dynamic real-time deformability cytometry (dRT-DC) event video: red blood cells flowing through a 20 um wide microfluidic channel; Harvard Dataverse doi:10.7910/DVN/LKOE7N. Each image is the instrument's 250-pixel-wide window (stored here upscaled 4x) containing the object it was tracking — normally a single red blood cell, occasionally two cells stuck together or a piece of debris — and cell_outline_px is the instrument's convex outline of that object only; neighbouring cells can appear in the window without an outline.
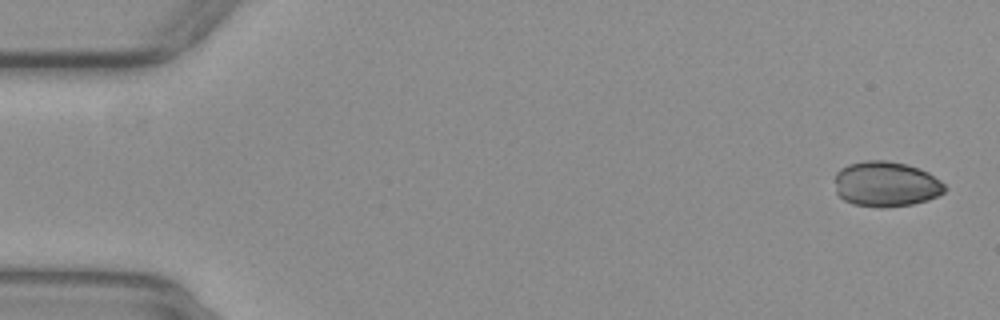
{"species": "common noctule bat (a hibernating species)", "species_latin": "Nyctalus noctula", "temperature_condition": "warm", "stored_images_in_passage": 54, "segment_of_instrument_passage": [1, 2], "camera_frame_rate_fps": 3000, "um_per_image_px": 0.085, "animal": {"sex": "female", "body_mass_g": 29.2, "forearm_length_mm": 56.3}, "frame": {"image": 1, "passage_image": 2, "time_ms": 0.333, "image_size_px": [1000, 320], "cell_outline_px": [[948, 188], [944, 192], [928, 200], [912, 204], [880, 208], [852, 204], [844, 200], [836, 192], [836, 172], [840, 168], [848, 164], [864, 160], [888, 160], [908, 164], [920, 168], [928, 172], [940, 180]], "centroid_in_image_um": [75.32, 15.64], "position_along_channel_um": 9.7, "area_um2": 29.3}}
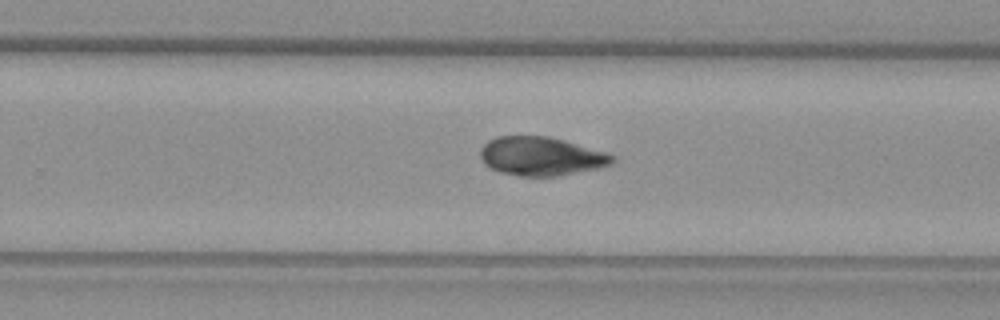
{"frame": {"image": 2, "passage_image": 34, "time_ms": 11.0, "image_size_px": [1000, 320], "cell_outline_px": [[616, 160], [612, 164], [600, 168], [556, 176], [520, 176], [500, 172], [488, 168], [480, 160], [480, 148], [488, 140], [496, 136], [548, 136], [564, 140], [608, 152], [616, 156]], "centroid_in_image_um": [46.0, 13.28], "position_along_channel_um": 283.8, "area_um2": 30.23}}
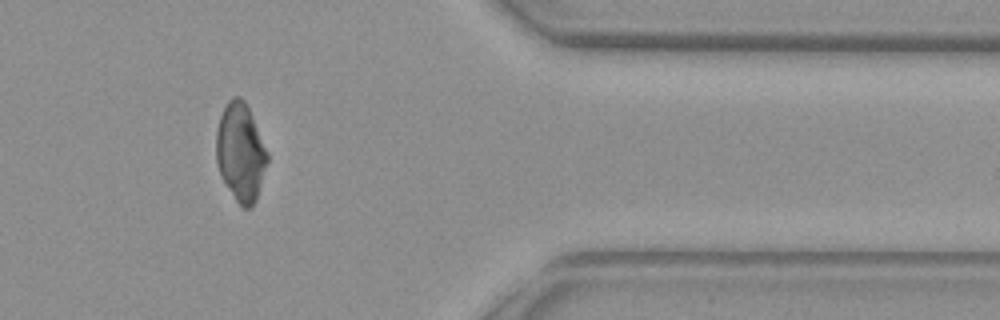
{"frame": {"image": 3, "passage_image": 44, "time_ms": 14.333, "image_size_px": [1000, 320], "cell_outline_px": [[268, 160], [256, 200], [252, 208], [244, 208], [236, 200], [220, 176], [216, 164], [216, 132], [220, 116], [228, 100], [232, 96], [240, 96], [244, 100], [248, 108], [268, 152]], "centroid_in_image_um": [20.43, 12.94], "position_along_channel_um": 391.0, "area_um2": 29.13}}